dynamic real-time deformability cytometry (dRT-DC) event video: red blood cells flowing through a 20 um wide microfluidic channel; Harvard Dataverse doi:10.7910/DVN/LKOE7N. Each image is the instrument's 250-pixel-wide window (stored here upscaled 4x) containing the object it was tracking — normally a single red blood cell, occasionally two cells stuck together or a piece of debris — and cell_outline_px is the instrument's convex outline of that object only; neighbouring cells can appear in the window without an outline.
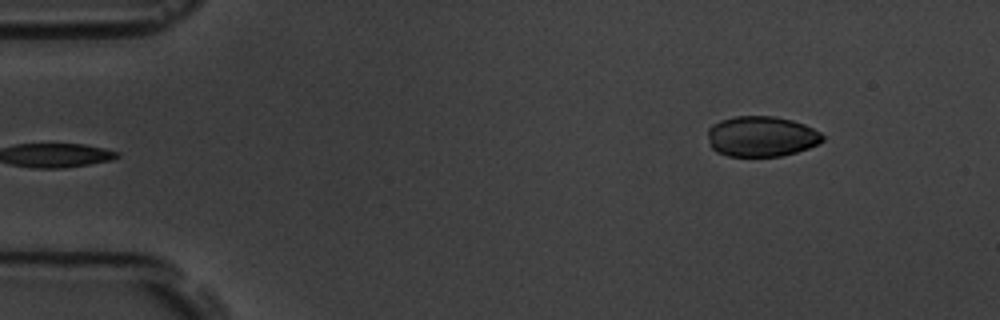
{"species": "common noctule bat (a hibernating species)", "species_latin": "Nyctalus noctula", "temperature_condition": "room temperature", "stored_images_in_passage": 4, "camera_frame_rate_fps": 3000, "um_per_image_px": 0.085, "animal": {"sex": "male", "body_mass_g": 19.5, "forearm_length_mm": 54.6}, "frame": {"image": 1, "passage_image": 4, "time_ms": 4.333, "image_size_px": [1000, 320], "cell_outline_px": [[824, 140], [820, 144], [796, 152], [780, 156], [728, 156], [716, 152], [708, 144], [708, 128], [712, 124], [720, 120], [736, 116], [776, 116], [792, 120], [804, 124], [820, 132], [824, 136]], "centroid_in_image_um": [64.71, 11.59], "position_along_channel_um": 20.3, "area_um2": 27.34}}